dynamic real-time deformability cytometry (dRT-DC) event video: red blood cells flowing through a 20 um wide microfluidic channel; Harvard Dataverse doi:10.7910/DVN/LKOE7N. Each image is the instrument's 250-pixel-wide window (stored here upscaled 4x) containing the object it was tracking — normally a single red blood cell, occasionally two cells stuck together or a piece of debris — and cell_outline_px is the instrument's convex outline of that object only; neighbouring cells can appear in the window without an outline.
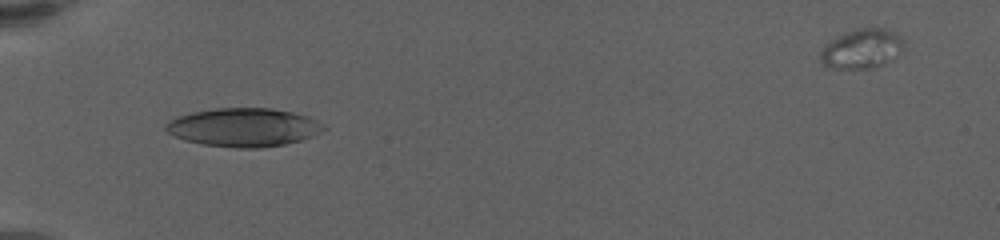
{"species": "human", "species_latin": "Homo sapiens", "temperature_condition": "warm", "stored_images_in_passage": 32, "camera_frame_rate_fps": 3000, "um_per_image_px": 0.085, "donor": {"sex": "female"}, "frame": {"image": 1, "passage_image": 1, "time_ms": 0.0, "image_size_px": [1000, 240], "cell_outline_px": [[328, 128], [312, 136], [300, 140], [284, 144], [260, 148], [240, 148], [204, 144], [184, 140], [168, 132], [164, 128], [168, 120], [192, 112], [216, 108], [272, 108], [292, 112], [308, 116], [324, 124]], "centroid_in_image_um": [20.73, 10.82], "position_along_channel_um": 64.3, "area_um2": 35.26}}
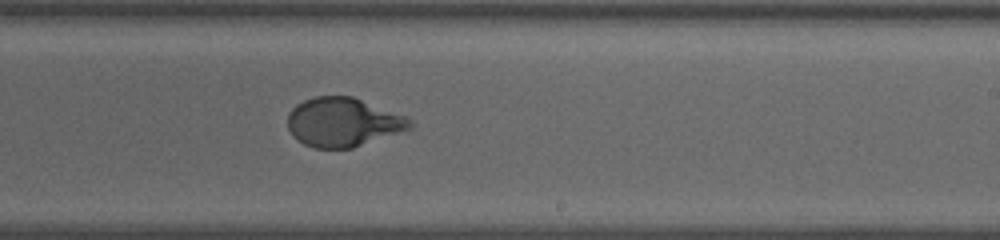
{"frame": {"image": 2, "passage_image": 18, "time_ms": 6.0, "image_size_px": [1000, 240], "cell_outline_px": [[412, 128], [352, 148], [312, 148], [296, 140], [292, 136], [288, 128], [288, 112], [296, 104], [304, 100], [316, 96], [352, 96], [404, 116], [412, 124]], "centroid_in_image_um": [29.09, 10.39], "position_along_channel_um": 259.9, "area_um2": 34.68}}
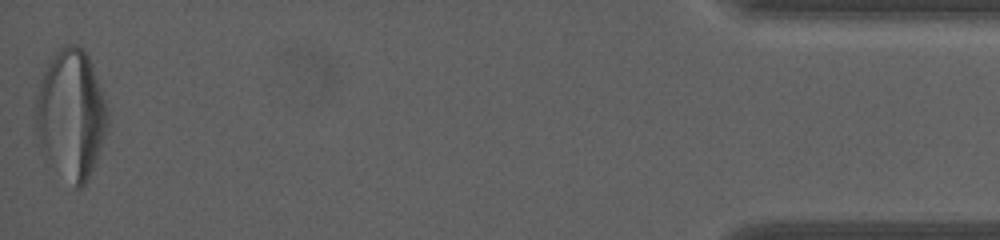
{"frame": {"image": 3, "passage_image": 32, "time_ms": 13.333, "image_size_px": [1000, 240], "cell_outline_px": [[108, 124], [96, 164], [88, 180], [80, 188], [76, 188], [44, 160], [40, 152], [36, 136], [36, 100], [40, 80], [48, 64], [60, 48], [64, 44], [76, 44], [88, 56], [92, 64], [108, 112]], "centroid_in_image_um": [6.02, 9.8], "position_along_channel_um": 429.2, "area_um2": 54.39}, "authors_computed_cell_mechanics": {"area_um2": 35.1713, "velocity_mm_per_s": 3.3723, "shape_relaxation_time_tau1_ms": 5.6003, "shape_relaxation_time_tau2_ms": null, "deformation_change_tau1": 0.2659, "deformation_change_tau2": null}}